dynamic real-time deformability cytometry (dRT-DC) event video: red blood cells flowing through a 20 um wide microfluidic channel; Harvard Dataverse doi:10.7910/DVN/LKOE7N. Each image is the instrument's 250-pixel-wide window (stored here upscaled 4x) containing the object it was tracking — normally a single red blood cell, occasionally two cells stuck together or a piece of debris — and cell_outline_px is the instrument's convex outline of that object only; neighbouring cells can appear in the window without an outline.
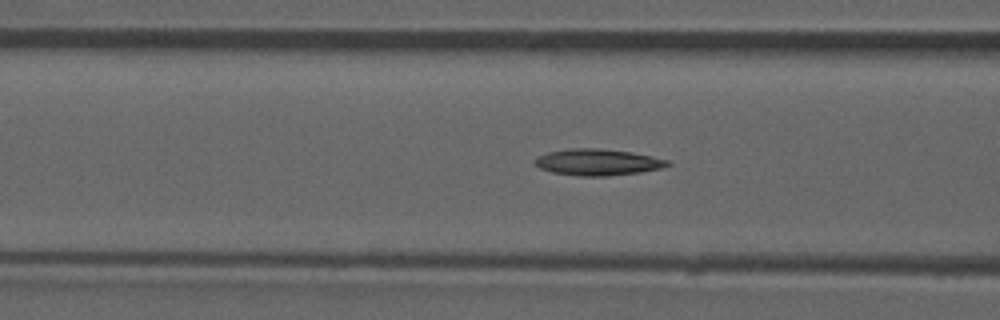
{"species": "common noctule bat (a hibernating species)", "species_latin": "Nyctalus noctula", "temperature_condition": "room temperature", "stored_images_in_passage": 44, "camera_frame_rate_fps": 3000, "um_per_image_px": 0.085, "animal": {"sex": "male", "forearm_length_mm": 52.5}, "frame": {"image": 1, "passage_image": 16, "time_ms": 5.0, "image_size_px": [1000, 320], "cell_outline_px": [[672, 164], [660, 168], [640, 172], [608, 176], [580, 176], [552, 172], [540, 168], [532, 160], [536, 156], [548, 152], [568, 148], [600, 148], [632, 152], [652, 156], [668, 160]], "centroid_in_image_um": [50.78, 13.77], "position_along_channel_um": 115.8, "area_um2": 20.52}}